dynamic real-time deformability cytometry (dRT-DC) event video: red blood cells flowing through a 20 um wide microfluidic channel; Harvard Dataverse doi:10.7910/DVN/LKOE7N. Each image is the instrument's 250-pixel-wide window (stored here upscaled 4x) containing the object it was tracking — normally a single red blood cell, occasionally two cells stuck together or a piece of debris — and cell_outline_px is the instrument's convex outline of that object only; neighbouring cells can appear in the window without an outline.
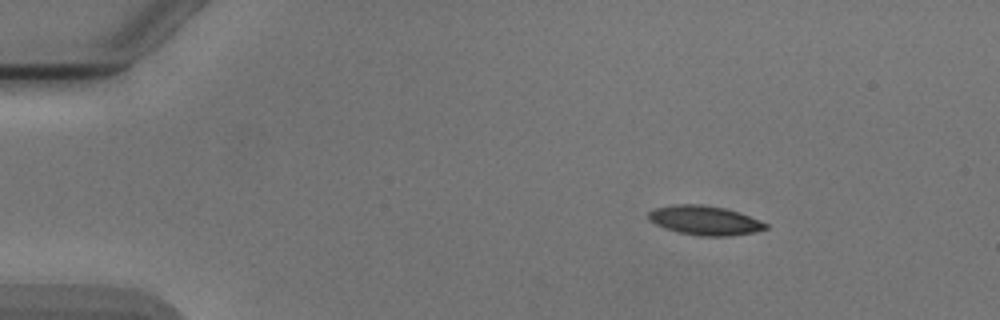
{"species": "Egyptian fruit bat (a non-hibernating species)", "species_latin": "Rousettus aegyptiacus", "temperature_condition": "cold", "stored_images_in_passage": 4, "camera_frame_rate_fps": 3000, "um_per_image_px": 0.085, "animal": {"sex": "male"}, "frame": {"image": 1, "passage_image": 1, "time_ms": 0.0, "image_size_px": [1000, 320], "cell_outline_px": [[768, 228], [752, 232], [728, 236], [700, 236], [680, 232], [664, 228], [648, 220], [648, 212], [656, 208], [676, 204], [700, 204], [724, 208], [740, 212], [768, 224]], "centroid_in_image_um": [59.89, 18.73], "position_along_channel_um": 25.1, "area_um2": 19.83}}